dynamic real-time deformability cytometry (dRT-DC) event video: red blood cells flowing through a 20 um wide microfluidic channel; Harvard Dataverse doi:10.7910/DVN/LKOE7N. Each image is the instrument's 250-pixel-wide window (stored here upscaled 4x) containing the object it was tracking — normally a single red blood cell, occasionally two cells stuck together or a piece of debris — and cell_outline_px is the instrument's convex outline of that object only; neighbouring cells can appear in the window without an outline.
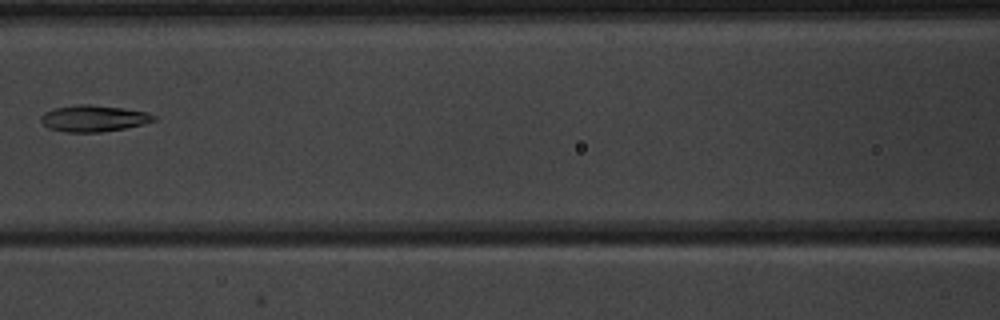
{"species": "common noctule bat (a hibernating species)", "species_latin": "Nyctalus noctula", "temperature_condition": "warm", "stored_images_in_passage": 8, "camera_frame_rate_fps": 3000, "um_per_image_px": 0.085, "animal": {"sex": "male", "body_mass_g": 20.1, "forearm_length_mm": 53.5}, "frame": {"image": 1, "passage_image": 8, "time_ms": 8.0, "image_size_px": [1000, 320], "cell_outline_px": [[156, 120], [144, 124], [124, 128], [100, 132], [64, 132], [48, 128], [40, 120], [40, 116], [44, 112], [56, 108], [76, 104], [88, 104], [124, 108], [148, 112], [156, 116]], "centroid_in_image_um": [7.96, 10.06], "position_along_channel_um": 158.6, "area_um2": 17.46}}